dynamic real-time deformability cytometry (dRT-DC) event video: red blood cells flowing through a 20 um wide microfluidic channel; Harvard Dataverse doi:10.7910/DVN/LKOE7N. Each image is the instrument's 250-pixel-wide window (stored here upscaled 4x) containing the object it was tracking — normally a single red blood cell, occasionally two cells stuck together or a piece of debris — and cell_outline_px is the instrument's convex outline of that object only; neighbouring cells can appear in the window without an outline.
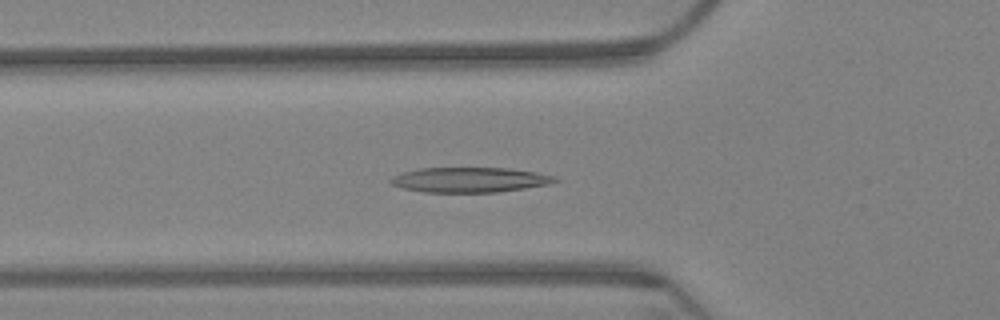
{"species": "Egyptian fruit bat (a non-hibernating species)", "species_latin": "Rousettus aegyptiacus", "temperature_condition": "warm", "stored_images_in_passage": 65, "camera_frame_rate_fps": 3000, "um_per_image_px": 0.085, "animal": {"sex": "female"}, "frame": {"image": 1, "passage_image": 23, "time_ms": 7.333, "image_size_px": [1000, 320], "cell_outline_px": [[560, 180], [548, 184], [524, 188], [496, 192], [424, 192], [400, 188], [392, 184], [388, 180], [392, 176], [400, 172], [420, 168], [508, 168], [536, 172], [552, 176]], "centroid_in_image_um": [39.85, 15.28], "position_along_channel_um": 86.0, "area_um2": 23.93}}
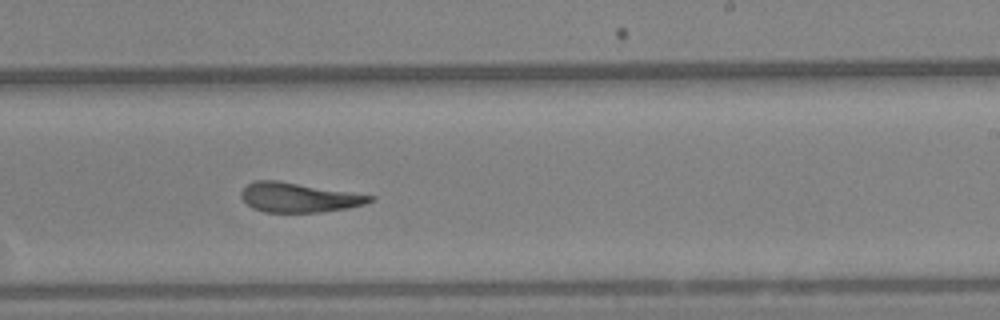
{"frame": {"image": 2, "passage_image": 40, "time_ms": 13.0, "image_size_px": [1000, 320], "cell_outline_px": [[376, 196], [372, 200], [364, 204], [348, 208], [320, 212], [264, 212], [252, 208], [240, 196], [240, 192], [248, 184], [256, 180], [276, 180]], "centroid_in_image_um": [25.38, 16.79], "position_along_channel_um": 263.6, "area_um2": 21.96}}
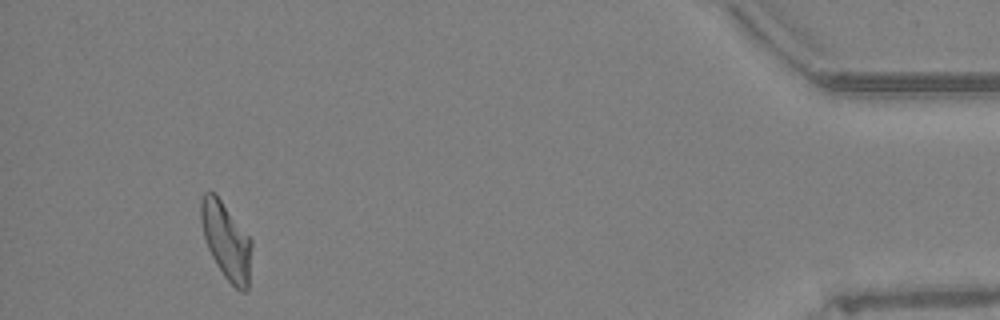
{"frame": {"image": 3, "passage_image": 61, "time_ms": 20.0, "image_size_px": [1000, 320], "cell_outline_px": [[252, 244], [248, 292], [240, 292], [224, 276], [216, 264], [208, 248], [204, 236], [200, 220], [200, 196], [204, 192], [216, 192], [252, 240]], "centroid_in_image_um": [19.23, 20.44], "position_along_channel_um": 416.0, "area_um2": 23.0}, "authors_computed_cell_mechanics": {"area_um2": 23.4668, "velocity_mm_per_s": 3.1425, "shape_relaxation_time_tau1_ms": null, "shape_relaxation_time_tau2_ms": 3.5065, "deformation_change_tau1": null, "deformation_change_tau2": 0.1268}}